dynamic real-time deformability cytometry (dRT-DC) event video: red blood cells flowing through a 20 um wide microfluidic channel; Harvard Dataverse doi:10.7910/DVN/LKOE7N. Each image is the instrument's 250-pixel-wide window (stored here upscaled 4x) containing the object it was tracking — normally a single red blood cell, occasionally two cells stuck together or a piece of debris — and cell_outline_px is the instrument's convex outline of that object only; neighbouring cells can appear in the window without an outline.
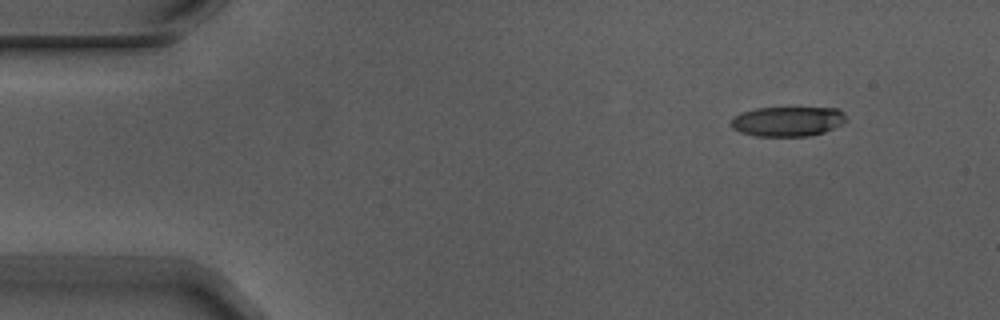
{"species": "Egyptian fruit bat (a non-hibernating species)", "species_latin": "Rousettus aegyptiacus", "temperature_condition": "warm", "stored_images_in_passage": 8, "camera_frame_rate_fps": 3000, "um_per_image_px": 0.085, "animal": {"sex": "male"}, "frame": {"image": 1, "passage_image": 1, "time_ms": 0.0, "image_size_px": [1000, 320], "cell_outline_px": [[848, 120], [844, 124], [824, 132], [808, 136], [756, 136], [740, 132], [732, 128], [728, 124], [740, 112], [756, 108], [840, 108], [848, 116]], "centroid_in_image_um": [67.0, 10.31], "position_along_channel_um": 18.0, "area_um2": 20.29}}
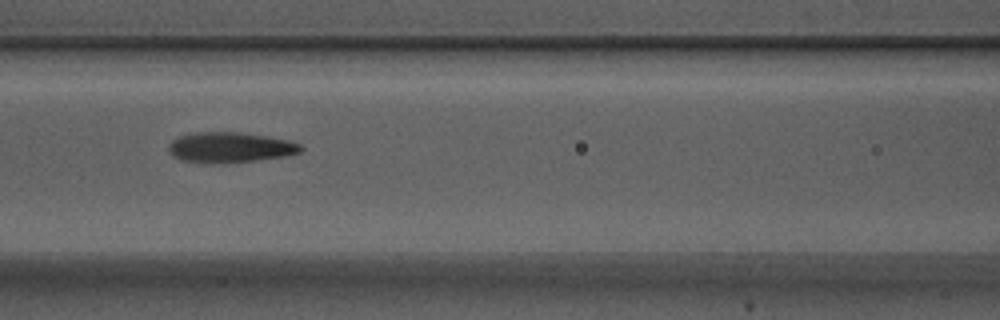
{"frame": {"image": 2, "passage_image": 6, "time_ms": 1.667, "image_size_px": [1000, 320], "cell_outline_px": [[304, 148], [300, 152], [284, 156], [256, 160], [212, 164], [208, 164], [184, 160], [172, 156], [168, 148], [168, 144], [172, 140], [180, 136], [196, 132], [236, 132], [268, 136], [288, 140], [300, 144]], "centroid_in_image_um": [19.54, 12.53], "position_along_channel_um": 147.1, "area_um2": 23.35}}
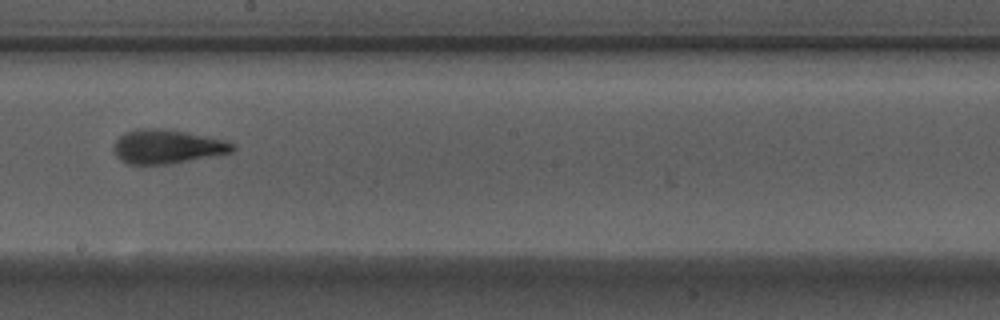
{"frame": {"image": 3, "passage_image": 8, "time_ms": 2.333, "image_size_px": [1000, 320], "cell_outline_px": [[236, 148], [232, 152], [168, 164], [128, 164], [120, 160], [116, 156], [112, 148], [116, 140], [124, 132], [136, 128], [160, 128], [184, 132], [224, 140], [236, 144]], "centroid_in_image_um": [14.16, 12.46], "position_along_channel_um": 234.0, "area_um2": 23.47}}